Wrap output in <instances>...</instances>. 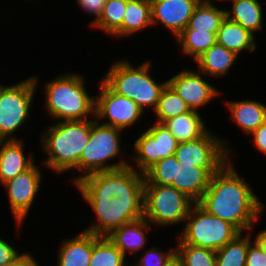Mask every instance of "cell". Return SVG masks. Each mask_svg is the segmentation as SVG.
Masks as SVG:
<instances>
[{"mask_svg":"<svg viewBox=\"0 0 266 266\" xmlns=\"http://www.w3.org/2000/svg\"><path fill=\"white\" fill-rule=\"evenodd\" d=\"M144 174L130 166L83 176L74 185L95 213L96 222L84 231L108 236L123 224L143 218Z\"/></svg>","mask_w":266,"mask_h":266,"instance_id":"cell-1","label":"cell"},{"mask_svg":"<svg viewBox=\"0 0 266 266\" xmlns=\"http://www.w3.org/2000/svg\"><path fill=\"white\" fill-rule=\"evenodd\" d=\"M229 159L215 174L197 204L207 213L235 226L241 233L251 232L263 204Z\"/></svg>","mask_w":266,"mask_h":266,"instance_id":"cell-2","label":"cell"},{"mask_svg":"<svg viewBox=\"0 0 266 266\" xmlns=\"http://www.w3.org/2000/svg\"><path fill=\"white\" fill-rule=\"evenodd\" d=\"M91 119L59 121L41 134L40 144L46 159L42 165L57 174L78 170L80 156L89 142Z\"/></svg>","mask_w":266,"mask_h":266,"instance_id":"cell-3","label":"cell"},{"mask_svg":"<svg viewBox=\"0 0 266 266\" xmlns=\"http://www.w3.org/2000/svg\"><path fill=\"white\" fill-rule=\"evenodd\" d=\"M44 108L59 121L86 120L95 117V96L85 87L84 76L64 73L46 83Z\"/></svg>","mask_w":266,"mask_h":266,"instance_id":"cell-4","label":"cell"},{"mask_svg":"<svg viewBox=\"0 0 266 266\" xmlns=\"http://www.w3.org/2000/svg\"><path fill=\"white\" fill-rule=\"evenodd\" d=\"M150 63L145 61L134 67L130 61L120 59L113 62L102 81L113 92L132 99L144 112L151 107L154 111L168 80L162 83L154 80L149 72Z\"/></svg>","mask_w":266,"mask_h":266,"instance_id":"cell-5","label":"cell"},{"mask_svg":"<svg viewBox=\"0 0 266 266\" xmlns=\"http://www.w3.org/2000/svg\"><path fill=\"white\" fill-rule=\"evenodd\" d=\"M122 131L124 130L98 122L95 117L91 119L89 142L79 159V172L81 171L82 175L75 177L72 180L73 184L91 173L117 170L131 164L122 158L118 160V163H113L114 158L120 157L123 153L120 142ZM111 160L113 162L109 163L108 161Z\"/></svg>","mask_w":266,"mask_h":266,"instance_id":"cell-6","label":"cell"},{"mask_svg":"<svg viewBox=\"0 0 266 266\" xmlns=\"http://www.w3.org/2000/svg\"><path fill=\"white\" fill-rule=\"evenodd\" d=\"M195 202L170 185L144 184V215L153 226L184 224Z\"/></svg>","mask_w":266,"mask_h":266,"instance_id":"cell-7","label":"cell"},{"mask_svg":"<svg viewBox=\"0 0 266 266\" xmlns=\"http://www.w3.org/2000/svg\"><path fill=\"white\" fill-rule=\"evenodd\" d=\"M184 223L182 234L177 235L182 243L214 251L224 247L241 233L229 222L207 213L197 203L192 206Z\"/></svg>","mask_w":266,"mask_h":266,"instance_id":"cell-8","label":"cell"},{"mask_svg":"<svg viewBox=\"0 0 266 266\" xmlns=\"http://www.w3.org/2000/svg\"><path fill=\"white\" fill-rule=\"evenodd\" d=\"M38 79L33 75L0 88V140H19L14 134L30 117Z\"/></svg>","mask_w":266,"mask_h":266,"instance_id":"cell-9","label":"cell"},{"mask_svg":"<svg viewBox=\"0 0 266 266\" xmlns=\"http://www.w3.org/2000/svg\"><path fill=\"white\" fill-rule=\"evenodd\" d=\"M179 142L167 128L160 122H154L151 127L141 133L135 140L133 151L135 155L130 158L134 165H129L141 174H145L152 166L161 159L173 156Z\"/></svg>","mask_w":266,"mask_h":266,"instance_id":"cell-10","label":"cell"},{"mask_svg":"<svg viewBox=\"0 0 266 266\" xmlns=\"http://www.w3.org/2000/svg\"><path fill=\"white\" fill-rule=\"evenodd\" d=\"M228 144L209 130L200 138L179 142L174 155L183 166L222 167L233 153Z\"/></svg>","mask_w":266,"mask_h":266,"instance_id":"cell-11","label":"cell"},{"mask_svg":"<svg viewBox=\"0 0 266 266\" xmlns=\"http://www.w3.org/2000/svg\"><path fill=\"white\" fill-rule=\"evenodd\" d=\"M95 95V119L104 124L126 130L145 113L132 99L113 92L102 80Z\"/></svg>","mask_w":266,"mask_h":266,"instance_id":"cell-12","label":"cell"},{"mask_svg":"<svg viewBox=\"0 0 266 266\" xmlns=\"http://www.w3.org/2000/svg\"><path fill=\"white\" fill-rule=\"evenodd\" d=\"M42 178L40 166L34 163L29 169L3 184L16 227L22 226L30 211L41 187Z\"/></svg>","mask_w":266,"mask_h":266,"instance_id":"cell-13","label":"cell"},{"mask_svg":"<svg viewBox=\"0 0 266 266\" xmlns=\"http://www.w3.org/2000/svg\"><path fill=\"white\" fill-rule=\"evenodd\" d=\"M204 74L197 71L183 69L170 79L168 84L185 101L190 110L199 111L200 107L214 100L221 92L214 85L203 79Z\"/></svg>","mask_w":266,"mask_h":266,"instance_id":"cell-14","label":"cell"},{"mask_svg":"<svg viewBox=\"0 0 266 266\" xmlns=\"http://www.w3.org/2000/svg\"><path fill=\"white\" fill-rule=\"evenodd\" d=\"M202 0H153L152 24H163L175 38L187 27L195 8Z\"/></svg>","mask_w":266,"mask_h":266,"instance_id":"cell-15","label":"cell"},{"mask_svg":"<svg viewBox=\"0 0 266 266\" xmlns=\"http://www.w3.org/2000/svg\"><path fill=\"white\" fill-rule=\"evenodd\" d=\"M24 140H0V182L15 178L29 169L35 162L34 157L25 156Z\"/></svg>","mask_w":266,"mask_h":266,"instance_id":"cell-16","label":"cell"},{"mask_svg":"<svg viewBox=\"0 0 266 266\" xmlns=\"http://www.w3.org/2000/svg\"><path fill=\"white\" fill-rule=\"evenodd\" d=\"M220 168L183 166V164H179L177 180L174 181L172 186L197 203L207 190L212 175Z\"/></svg>","mask_w":266,"mask_h":266,"instance_id":"cell-17","label":"cell"},{"mask_svg":"<svg viewBox=\"0 0 266 266\" xmlns=\"http://www.w3.org/2000/svg\"><path fill=\"white\" fill-rule=\"evenodd\" d=\"M151 223L144 217L123 224L114 229L107 237L126 257L127 253L134 254L145 248L146 232L151 229Z\"/></svg>","mask_w":266,"mask_h":266,"instance_id":"cell-18","label":"cell"},{"mask_svg":"<svg viewBox=\"0 0 266 266\" xmlns=\"http://www.w3.org/2000/svg\"><path fill=\"white\" fill-rule=\"evenodd\" d=\"M231 120L247 135L266 122V105L256 100L227 101Z\"/></svg>","mask_w":266,"mask_h":266,"instance_id":"cell-19","label":"cell"},{"mask_svg":"<svg viewBox=\"0 0 266 266\" xmlns=\"http://www.w3.org/2000/svg\"><path fill=\"white\" fill-rule=\"evenodd\" d=\"M57 266H89L92 255V233L80 232L65 239L59 248Z\"/></svg>","mask_w":266,"mask_h":266,"instance_id":"cell-20","label":"cell"},{"mask_svg":"<svg viewBox=\"0 0 266 266\" xmlns=\"http://www.w3.org/2000/svg\"><path fill=\"white\" fill-rule=\"evenodd\" d=\"M255 39V35L228 17L223 20L216 35L218 44L237 55L242 54V51H255Z\"/></svg>","mask_w":266,"mask_h":266,"instance_id":"cell-21","label":"cell"},{"mask_svg":"<svg viewBox=\"0 0 266 266\" xmlns=\"http://www.w3.org/2000/svg\"><path fill=\"white\" fill-rule=\"evenodd\" d=\"M238 57L236 53L216 42L195 63L205 76L217 78L228 74Z\"/></svg>","mask_w":266,"mask_h":266,"instance_id":"cell-22","label":"cell"},{"mask_svg":"<svg viewBox=\"0 0 266 266\" xmlns=\"http://www.w3.org/2000/svg\"><path fill=\"white\" fill-rule=\"evenodd\" d=\"M205 123L196 110H190L163 122L178 142L191 141L204 136L209 131Z\"/></svg>","mask_w":266,"mask_h":266,"instance_id":"cell-23","label":"cell"},{"mask_svg":"<svg viewBox=\"0 0 266 266\" xmlns=\"http://www.w3.org/2000/svg\"><path fill=\"white\" fill-rule=\"evenodd\" d=\"M150 26H153L151 3L148 0H128L122 27L113 37H131Z\"/></svg>","mask_w":266,"mask_h":266,"instance_id":"cell-24","label":"cell"},{"mask_svg":"<svg viewBox=\"0 0 266 266\" xmlns=\"http://www.w3.org/2000/svg\"><path fill=\"white\" fill-rule=\"evenodd\" d=\"M232 3V10L226 9V17L253 35L263 29V7L258 0H240Z\"/></svg>","mask_w":266,"mask_h":266,"instance_id":"cell-25","label":"cell"},{"mask_svg":"<svg viewBox=\"0 0 266 266\" xmlns=\"http://www.w3.org/2000/svg\"><path fill=\"white\" fill-rule=\"evenodd\" d=\"M212 0H202L195 8L184 30L217 32L226 18V8H218Z\"/></svg>","mask_w":266,"mask_h":266,"instance_id":"cell-26","label":"cell"},{"mask_svg":"<svg viewBox=\"0 0 266 266\" xmlns=\"http://www.w3.org/2000/svg\"><path fill=\"white\" fill-rule=\"evenodd\" d=\"M125 261L126 257L107 236L92 234V255L89 266H128V261Z\"/></svg>","mask_w":266,"mask_h":266,"instance_id":"cell-27","label":"cell"},{"mask_svg":"<svg viewBox=\"0 0 266 266\" xmlns=\"http://www.w3.org/2000/svg\"><path fill=\"white\" fill-rule=\"evenodd\" d=\"M217 32H202L195 30H183L176 41L182 50V54L191 56L194 62L211 46L216 40Z\"/></svg>","mask_w":266,"mask_h":266,"instance_id":"cell-28","label":"cell"},{"mask_svg":"<svg viewBox=\"0 0 266 266\" xmlns=\"http://www.w3.org/2000/svg\"><path fill=\"white\" fill-rule=\"evenodd\" d=\"M240 233L231 242L216 251L217 266H245L251 233ZM244 235V236H243Z\"/></svg>","mask_w":266,"mask_h":266,"instance_id":"cell-29","label":"cell"},{"mask_svg":"<svg viewBox=\"0 0 266 266\" xmlns=\"http://www.w3.org/2000/svg\"><path fill=\"white\" fill-rule=\"evenodd\" d=\"M128 0H107L100 19L91 27L113 36L121 27Z\"/></svg>","mask_w":266,"mask_h":266,"instance_id":"cell-30","label":"cell"},{"mask_svg":"<svg viewBox=\"0 0 266 266\" xmlns=\"http://www.w3.org/2000/svg\"><path fill=\"white\" fill-rule=\"evenodd\" d=\"M190 111L185 101L177 94V92L167 84L162 90L158 104L154 113L156 122L163 123L165 120L178 116Z\"/></svg>","mask_w":266,"mask_h":266,"instance_id":"cell-31","label":"cell"},{"mask_svg":"<svg viewBox=\"0 0 266 266\" xmlns=\"http://www.w3.org/2000/svg\"><path fill=\"white\" fill-rule=\"evenodd\" d=\"M179 164L175 155L161 159L144 174V184L172 186L174 181L177 180Z\"/></svg>","mask_w":266,"mask_h":266,"instance_id":"cell-32","label":"cell"},{"mask_svg":"<svg viewBox=\"0 0 266 266\" xmlns=\"http://www.w3.org/2000/svg\"><path fill=\"white\" fill-rule=\"evenodd\" d=\"M176 251L184 259L186 266H217L216 251L182 243L178 238Z\"/></svg>","mask_w":266,"mask_h":266,"instance_id":"cell-33","label":"cell"},{"mask_svg":"<svg viewBox=\"0 0 266 266\" xmlns=\"http://www.w3.org/2000/svg\"><path fill=\"white\" fill-rule=\"evenodd\" d=\"M158 247L147 248L144 255L139 256L135 266H165L168 259L176 251V248L167 249V251H159Z\"/></svg>","mask_w":266,"mask_h":266,"instance_id":"cell-34","label":"cell"},{"mask_svg":"<svg viewBox=\"0 0 266 266\" xmlns=\"http://www.w3.org/2000/svg\"><path fill=\"white\" fill-rule=\"evenodd\" d=\"M106 1L107 0H77L78 6H80L84 12L86 11V14L95 16L90 26L94 25L100 19Z\"/></svg>","mask_w":266,"mask_h":266,"instance_id":"cell-35","label":"cell"},{"mask_svg":"<svg viewBox=\"0 0 266 266\" xmlns=\"http://www.w3.org/2000/svg\"><path fill=\"white\" fill-rule=\"evenodd\" d=\"M245 266H266V254L254 240L248 246Z\"/></svg>","mask_w":266,"mask_h":266,"instance_id":"cell-36","label":"cell"},{"mask_svg":"<svg viewBox=\"0 0 266 266\" xmlns=\"http://www.w3.org/2000/svg\"><path fill=\"white\" fill-rule=\"evenodd\" d=\"M18 254L14 246L0 237V266H7Z\"/></svg>","mask_w":266,"mask_h":266,"instance_id":"cell-37","label":"cell"},{"mask_svg":"<svg viewBox=\"0 0 266 266\" xmlns=\"http://www.w3.org/2000/svg\"><path fill=\"white\" fill-rule=\"evenodd\" d=\"M256 148L266 155V122L251 133Z\"/></svg>","mask_w":266,"mask_h":266,"instance_id":"cell-38","label":"cell"},{"mask_svg":"<svg viewBox=\"0 0 266 266\" xmlns=\"http://www.w3.org/2000/svg\"><path fill=\"white\" fill-rule=\"evenodd\" d=\"M7 266H40L28 252L18 254Z\"/></svg>","mask_w":266,"mask_h":266,"instance_id":"cell-39","label":"cell"},{"mask_svg":"<svg viewBox=\"0 0 266 266\" xmlns=\"http://www.w3.org/2000/svg\"><path fill=\"white\" fill-rule=\"evenodd\" d=\"M165 266H186L184 259L175 251L166 262Z\"/></svg>","mask_w":266,"mask_h":266,"instance_id":"cell-40","label":"cell"},{"mask_svg":"<svg viewBox=\"0 0 266 266\" xmlns=\"http://www.w3.org/2000/svg\"><path fill=\"white\" fill-rule=\"evenodd\" d=\"M253 239L266 254V229L258 232L257 236Z\"/></svg>","mask_w":266,"mask_h":266,"instance_id":"cell-41","label":"cell"}]
</instances>
